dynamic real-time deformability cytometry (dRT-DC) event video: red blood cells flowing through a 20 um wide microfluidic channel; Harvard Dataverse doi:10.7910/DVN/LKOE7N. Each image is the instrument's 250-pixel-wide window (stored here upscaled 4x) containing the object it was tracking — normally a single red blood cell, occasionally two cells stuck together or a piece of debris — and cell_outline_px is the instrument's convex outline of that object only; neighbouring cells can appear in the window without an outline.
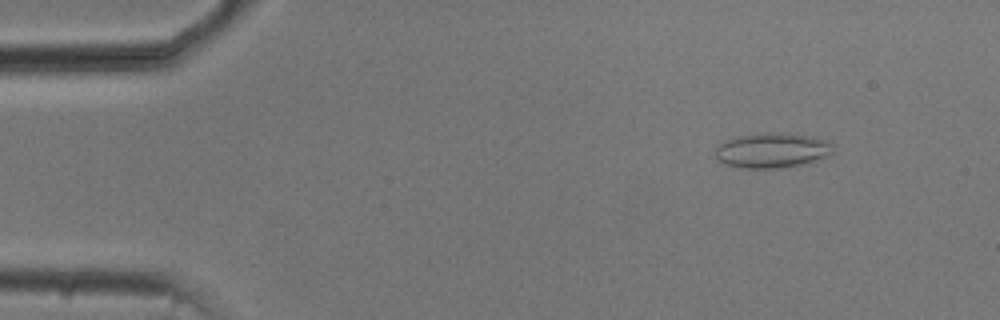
{"species": "common noctule bat (a hibernating species)", "species_latin": "Nyctalus noctula", "temperature_condition": "cold", "stored_images_in_passage": 53, "camera_frame_rate_fps": 3000, "um_per_image_px": 0.085, "animal": {"sex": "male", "body_mass_g": 20.5, "forearm_length_mm": 52.5}, "frame": {"image": 1, "passage_image": 6, "time_ms": 1.667, "image_size_px": [1000, 320], "cell_outline_px": [[832, 152], [828, 156], [800, 164], [776, 168], [744, 168], [724, 164], [716, 160], [716, 148], [720, 144], [728, 140], [740, 136], [768, 132], [784, 132], [812, 136], [828, 140], [832, 144]], "centroid_in_image_um": [65.64, 12.77], "position_along_channel_um": 19.4, "area_um2": 23.87}}
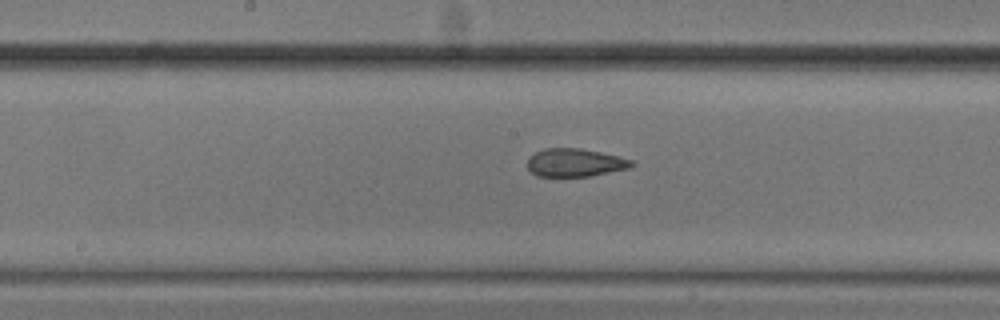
{"frame": {"image": 2, "passage_image": 27, "time_ms": 8.667, "image_size_px": [1000, 320], "cell_outline_px": [[636, 164], [628, 168], [588, 176], [536, 176], [528, 168], [528, 156], [544, 148], [580, 148], [600, 152], [632, 160]], "centroid_in_image_um": [48.84, 13.81], "position_along_channel_um": 199.4, "area_um2": 16.88}}
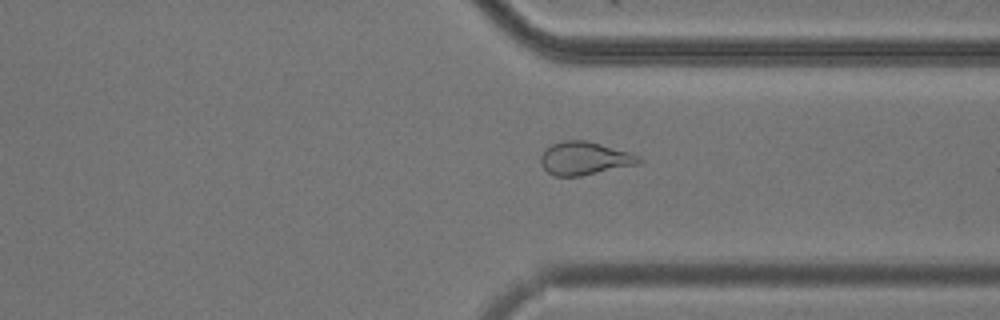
{"frame": {"image": 3, "passage_image": 40, "time_ms": 13.0, "image_size_px": [1000, 320], "cell_outline_px": [[644, 160], [640, 164], [580, 176], [552, 176], [540, 164], [540, 156], [544, 148], [552, 144], [564, 140], [584, 140], [600, 144], [628, 152], [640, 156]], "centroid_in_image_um": [49.67, 13.47], "position_along_channel_um": 361.7, "area_um2": 19.07}, "authors_computed_cell_mechanics": {"area_um2": 19.9988, "velocity_mm_per_s": 3.7629, "shape_relaxation_time_tau1_ms": null, "shape_relaxation_time_tau2_ms": 1.6793, "deformation_change_tau1": null, "deformation_change_tau2": 0.0857}}